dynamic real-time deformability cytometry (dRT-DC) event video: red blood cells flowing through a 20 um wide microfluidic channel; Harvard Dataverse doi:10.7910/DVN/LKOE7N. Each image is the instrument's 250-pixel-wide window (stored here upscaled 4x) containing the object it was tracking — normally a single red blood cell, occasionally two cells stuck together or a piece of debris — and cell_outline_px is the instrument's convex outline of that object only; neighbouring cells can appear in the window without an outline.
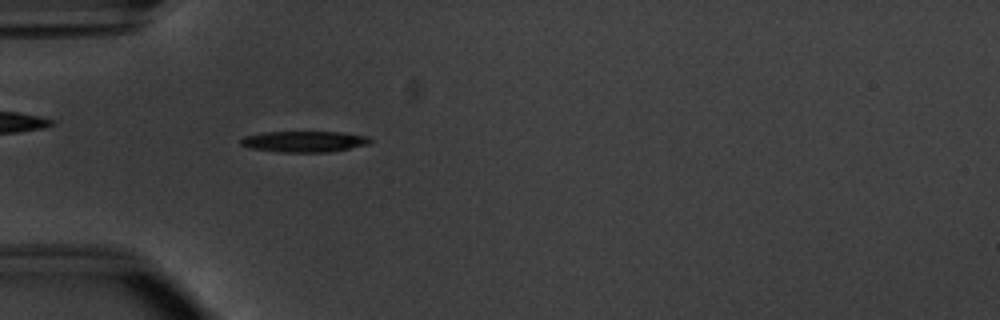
{"species": "common noctule bat (a hibernating species)", "species_latin": "Nyctalus noctula", "temperature_condition": "warm", "stored_images_in_passage": 47, "camera_frame_rate_fps": 3000, "um_per_image_px": 0.085, "animal": {"sex": "male", "body_mass_g": 20.1, "forearm_length_mm": 53.5}, "frame": {"image": 1, "passage_image": 10, "time_ms": 3.0, "image_size_px": [1000, 320], "cell_outline_px": [[372, 140], [368, 144], [328, 152], [276, 152], [248, 148], [240, 144], [240, 140], [244, 136], [260, 132], [340, 132], [368, 136]], "centroid_in_image_um": [25.79, 12.03], "position_along_channel_um": 59.2, "area_um2": 15.9}}
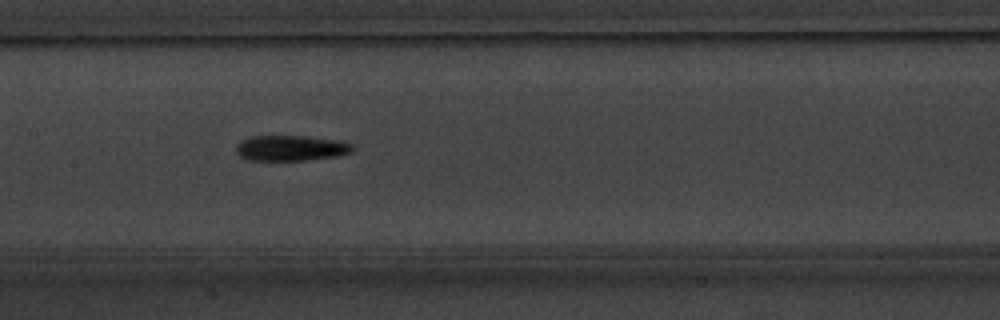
{"frame": {"image": 2, "passage_image": 20, "time_ms": 6.333, "image_size_px": [1000, 320], "cell_outline_px": [[352, 152], [336, 156], [304, 160], [248, 160], [240, 156], [236, 152], [236, 144], [240, 140], [252, 136], [308, 136], [340, 140], [352, 144]], "centroid_in_image_um": [24.7, 12.58], "position_along_channel_um": 182.7, "area_um2": 17.34}}
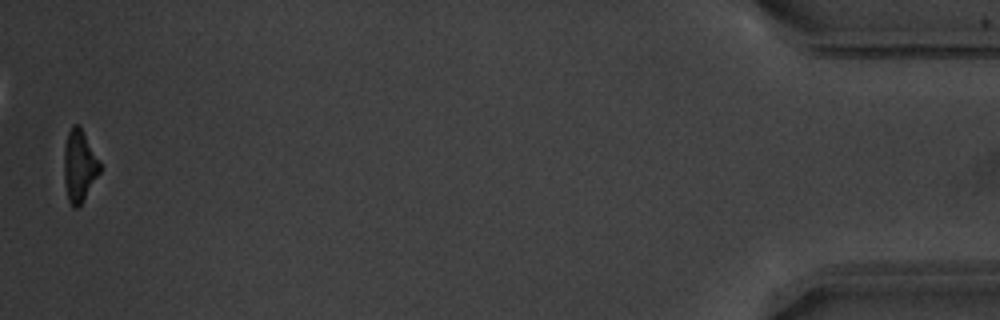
{"frame": {"image": 3, "passage_image": 46, "time_ms": 15.0, "image_size_px": [1000, 320], "cell_outline_px": [[100, 172], [80, 208], [72, 208], [68, 200], [64, 180], [64, 148], [68, 132], [72, 124], [80, 124], [100, 164]], "centroid_in_image_um": [6.73, 14.13], "position_along_channel_um": 428.5, "area_um2": 15.14}, "authors_computed_cell_mechanics": {"area_um2": 16.3574, "velocity_mm_per_s": 3.8341, "shape_relaxation_time_tau1_ms": 2.9901, "shape_relaxation_time_tau2_ms": null, "deformation_change_tau1": 0.1593, "deformation_change_tau2": null}}